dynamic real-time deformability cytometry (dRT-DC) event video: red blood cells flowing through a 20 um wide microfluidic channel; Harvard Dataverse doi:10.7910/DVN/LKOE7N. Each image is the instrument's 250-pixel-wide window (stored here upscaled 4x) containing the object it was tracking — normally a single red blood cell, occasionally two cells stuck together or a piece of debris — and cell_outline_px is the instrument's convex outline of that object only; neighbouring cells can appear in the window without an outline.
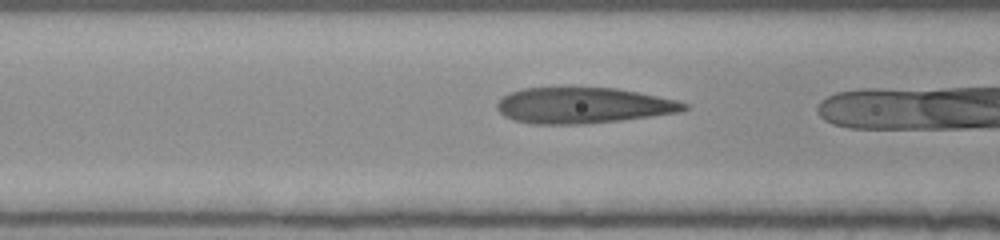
{"species": "human", "species_latin": "Homo sapiens", "temperature_condition": "room temperature", "stored_images_in_passage": 5, "camera_frame_rate_fps": 3000, "um_per_image_px": 0.085, "donor": {"sex": "female"}, "frame": {"image": 1, "passage_image": 3, "time_ms": 0.667, "image_size_px": [1000, 240], "cell_outline_px": [[688, 108], [680, 112], [652, 116], [620, 120], [584, 124], [532, 124], [512, 120], [504, 116], [496, 108], [496, 104], [504, 96], [512, 92], [524, 88], [568, 84], [616, 88], [676, 100], [688, 104]], "centroid_in_image_um": [49.51, 8.92], "position_along_channel_um": 117.1, "area_um2": 40.17}}